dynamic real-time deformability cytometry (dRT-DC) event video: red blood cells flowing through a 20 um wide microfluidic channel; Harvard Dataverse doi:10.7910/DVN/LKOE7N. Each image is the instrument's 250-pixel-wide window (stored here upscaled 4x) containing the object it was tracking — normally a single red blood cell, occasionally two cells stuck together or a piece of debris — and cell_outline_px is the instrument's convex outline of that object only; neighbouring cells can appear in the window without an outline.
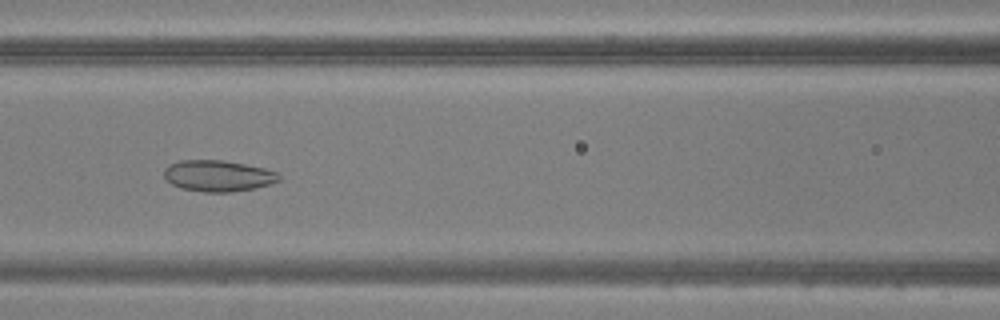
{"species": "common noctule bat (a hibernating species)", "species_latin": "Nyctalus noctula", "temperature_condition": "warm", "stored_images_in_passage": 49, "camera_frame_rate_fps": 3000, "um_per_image_px": 0.085, "animal": {"sex": "male", "body_mass_g": 20.5, "forearm_length_mm": 52.5}, "frame": {"image": 1, "passage_image": 21, "time_ms": 6.667, "image_size_px": [1000, 320], "cell_outline_px": [[280, 180], [268, 184], [252, 188], [232, 192], [204, 192], [180, 188], [164, 180], [164, 168], [168, 164], [180, 160], [224, 160], [264, 168], [276, 172], [280, 176]], "centroid_in_image_um": [18.47, 14.94], "position_along_channel_um": 148.1, "area_um2": 20.92}}
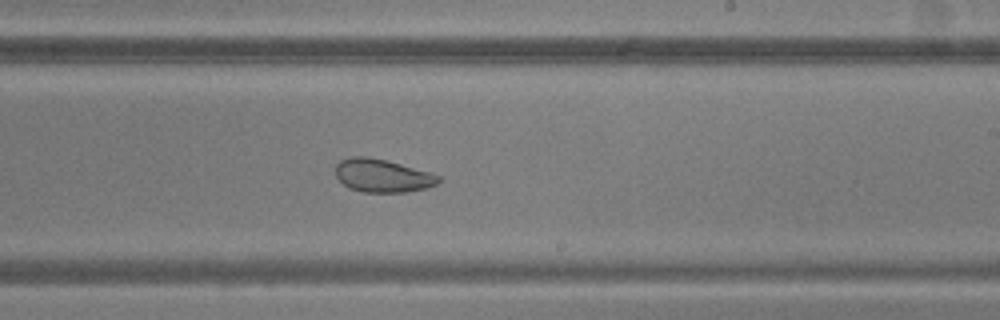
{"frame": {"image": 2, "passage_image": 29, "time_ms": 9.333, "image_size_px": [1000, 320], "cell_outline_px": [[444, 180], [428, 188], [408, 192], [364, 192], [348, 188], [336, 176], [336, 164], [340, 160], [352, 156], [368, 156], [400, 164], [428, 172], [440, 176]], "centroid_in_image_um": [32.52, 14.94], "position_along_channel_um": 256.5, "area_um2": 19.88}}
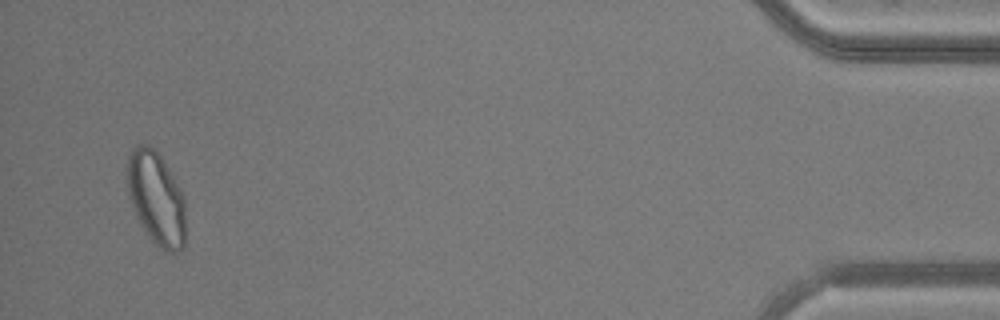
{"frame": {"image": 3, "passage_image": 47, "time_ms": 15.333, "image_size_px": [1000, 320], "cell_outline_px": [[184, 248], [180, 252], [164, 252], [152, 240], [140, 224], [136, 216], [128, 196], [128, 152], [136, 144], [148, 144], [160, 156], [180, 188], [184, 196]], "centroid_in_image_um": [13.27, 16.87], "position_along_channel_um": 421.9, "area_um2": 31.62}}